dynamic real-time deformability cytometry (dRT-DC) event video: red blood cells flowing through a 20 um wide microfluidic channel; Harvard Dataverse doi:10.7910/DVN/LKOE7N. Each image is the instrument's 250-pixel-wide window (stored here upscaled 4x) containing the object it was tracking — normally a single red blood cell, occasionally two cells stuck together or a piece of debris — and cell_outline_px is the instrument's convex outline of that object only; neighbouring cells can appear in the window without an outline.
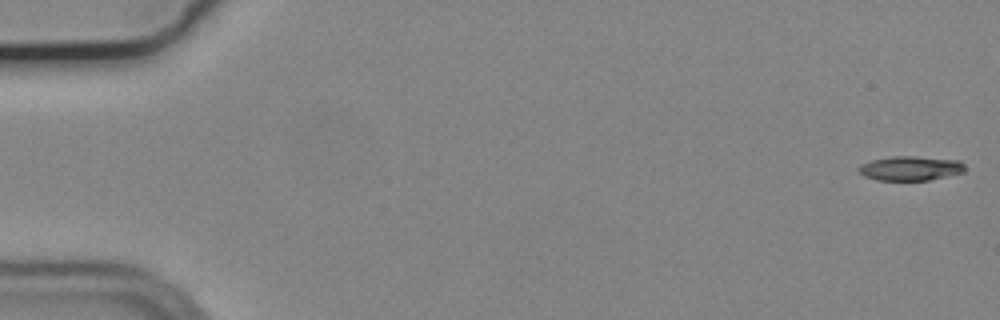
{"species": "common noctule bat (a hibernating species)", "species_latin": "Nyctalus noctula", "temperature_condition": "cold", "stored_images_in_passage": 13, "camera_frame_rate_fps": 3000, "um_per_image_px": 0.085, "animal": {"sex": "male", "body_mass_g": 19.2, "forearm_length_mm": 51.8}, "frame": {"image": 1, "passage_image": 1, "time_ms": 0.0, "image_size_px": [1000, 320], "cell_outline_px": [[964, 172], [928, 180], [876, 180], [864, 176], [856, 168], [860, 164], [872, 160], [892, 156], [916, 156], [960, 160], [964, 164]], "centroid_in_image_um": [77.37, 14.3], "position_along_channel_um": 7.6, "area_um2": 15.14}}